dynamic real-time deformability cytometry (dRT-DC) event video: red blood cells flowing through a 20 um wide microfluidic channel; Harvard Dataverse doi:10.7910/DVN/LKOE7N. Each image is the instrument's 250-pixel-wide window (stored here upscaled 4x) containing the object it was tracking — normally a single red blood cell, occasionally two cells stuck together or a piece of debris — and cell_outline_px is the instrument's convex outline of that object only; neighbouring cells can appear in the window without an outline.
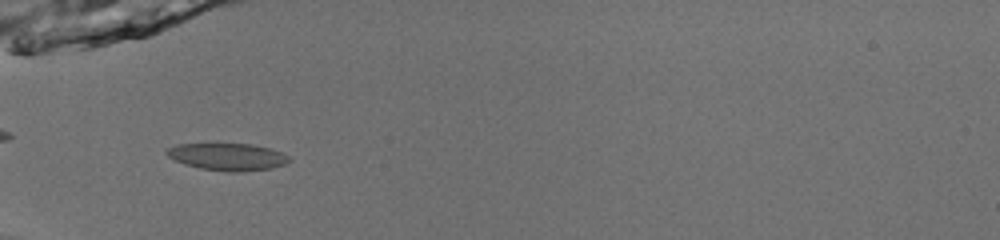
{"species": "common noctule bat (a hibernating species)", "species_latin": "Nyctalus noctula", "temperature_condition": "room temperature", "stored_images_in_passage": 34, "camera_frame_rate_fps": 3000, "um_per_image_px": 0.085, "animal": {"sex": "male", "body_mass_g": 13.0, "forearm_length_mm": 53.1}, "frame": {"image": 1, "passage_image": 1, "time_ms": 0.0, "image_size_px": [1000, 240], "cell_outline_px": [[292, 160], [284, 164], [272, 168], [244, 172], [228, 172], [200, 168], [184, 164], [168, 156], [164, 152], [168, 148], [176, 144], [252, 144], [268, 148], [280, 152], [288, 156]], "centroid_in_image_um": [19.34, 13.33], "position_along_channel_um": 65.7, "area_um2": 19.36}}
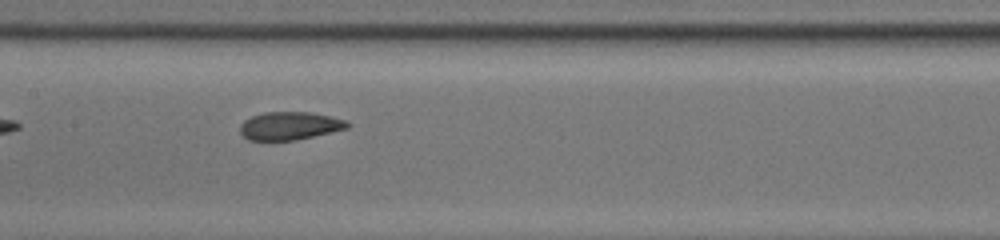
{"frame": {"image": 2, "passage_image": 10, "time_ms": 3.0, "image_size_px": [1000, 240], "cell_outline_px": [[352, 124], [348, 128], [296, 140], [248, 140], [240, 132], [240, 124], [244, 120], [252, 116], [264, 112], [312, 112], [344, 120]], "centroid_in_image_um": [24.61, 10.69], "position_along_channel_um": 182.8, "area_um2": 17.46}}
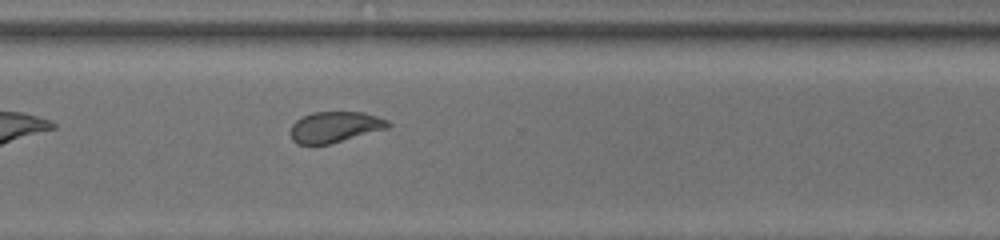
{"frame": {"image": 3, "passage_image": 22, "time_ms": 7.0, "image_size_px": [1000, 240], "cell_outline_px": [[392, 124], [388, 128], [328, 144], [296, 144], [292, 140], [288, 132], [292, 124], [296, 120], [312, 112], [364, 112], [388, 120]], "centroid_in_image_um": [28.43, 10.79], "position_along_channel_um": 342.2, "area_um2": 17.57}, "authors_computed_cell_mechanics": {"area_um2": 18.3515, "velocity_mm_per_s": 4.0019, "shape_relaxation_time_tau1_ms": 5.7646, "shape_relaxation_time_tau2_ms": 1.4012, "deformation_change_tau1": 0.1205, "deformation_change_tau2": 0.0518}}